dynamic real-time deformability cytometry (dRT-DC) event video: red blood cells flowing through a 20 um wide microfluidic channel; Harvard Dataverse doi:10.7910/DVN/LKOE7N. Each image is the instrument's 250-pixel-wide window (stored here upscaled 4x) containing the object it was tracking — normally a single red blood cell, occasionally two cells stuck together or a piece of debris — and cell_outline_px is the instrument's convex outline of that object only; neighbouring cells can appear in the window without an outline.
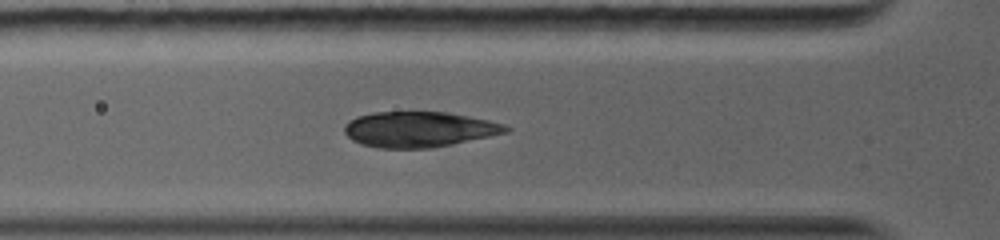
{"species": "common noctule bat (a hibernating species)", "species_latin": "Nyctalus noctula", "temperature_condition": "warm", "stored_images_in_passage": 17, "segment_of_instrument_passage": [1, 2], "camera_frame_rate_fps": 5000, "um_per_image_px": 0.085, "animal": {"sex": "female", "body_mass_g": 19.0, "forearm_length_mm": 56.7}, "frame": {"image": 1, "passage_image": 2, "time_ms": 0.4, "image_size_px": [1000, 240], "cell_outline_px": [[512, 128], [508, 132], [452, 144], [432, 148], [376, 148], [352, 140], [344, 132], [344, 128], [348, 120], [356, 116], [372, 112], [448, 112], [488, 120], [504, 124]], "centroid_in_image_um": [35.6, 10.99], "position_along_channel_um": 90.2, "area_um2": 33.41}}
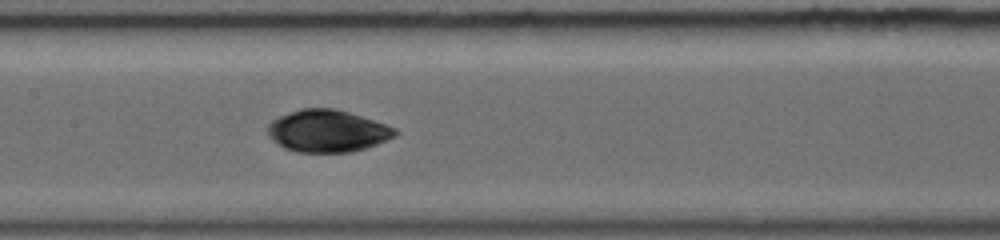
{"frame": {"image": 2, "passage_image": 6, "time_ms": 2.6, "image_size_px": [1000, 240], "cell_outline_px": [[400, 132], [396, 136], [376, 144], [352, 152], [296, 152], [284, 148], [272, 140], [268, 136], [268, 124], [272, 120], [280, 116], [300, 108], [332, 108], [348, 112], [396, 128]], "centroid_in_image_um": [27.81, 11.14], "position_along_channel_um": 179.6, "area_um2": 31.15}}
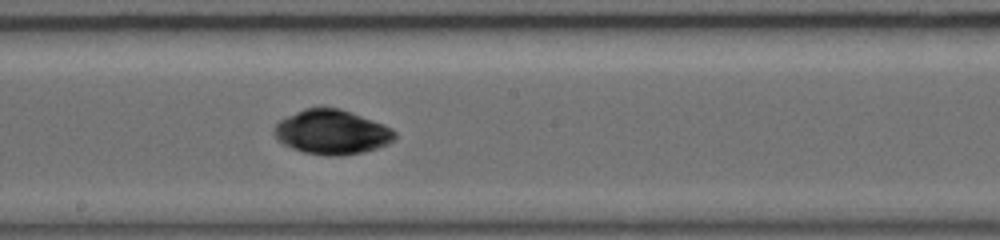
{"frame": {"image": 3, "passage_image": 8, "time_ms": 3.6, "image_size_px": [1000, 240], "cell_outline_px": [[396, 140], [388, 144], [364, 152], [340, 156], [328, 156], [304, 152], [292, 148], [276, 140], [272, 132], [276, 124], [280, 120], [304, 108], [340, 108], [352, 112], [384, 124], [392, 128], [396, 132]], "centroid_in_image_um": [28.22, 11.24], "position_along_channel_um": 220.0, "area_um2": 31.44}}